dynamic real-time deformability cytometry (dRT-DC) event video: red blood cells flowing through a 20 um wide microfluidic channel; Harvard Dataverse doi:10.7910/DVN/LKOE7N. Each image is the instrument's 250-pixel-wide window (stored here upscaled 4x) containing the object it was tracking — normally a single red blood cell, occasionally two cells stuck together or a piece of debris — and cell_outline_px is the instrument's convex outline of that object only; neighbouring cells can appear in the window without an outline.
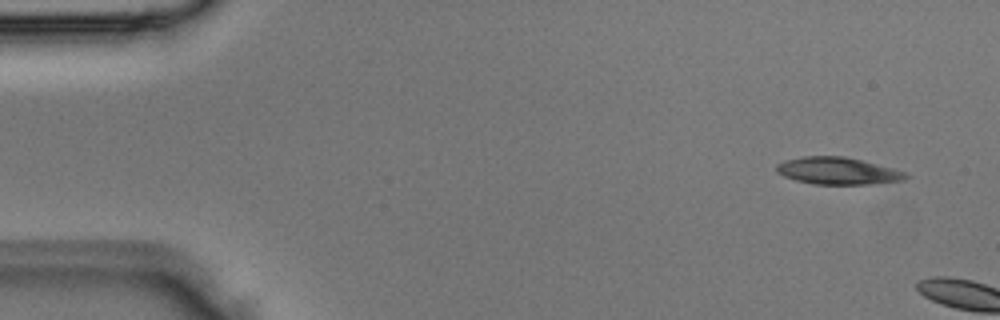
{"species": "Egyptian fruit bat (a non-hibernating species)", "species_latin": "Rousettus aegyptiacus", "temperature_condition": "room temperature", "stored_images_in_passage": 2, "camera_frame_rate_fps": 3000, "um_per_image_px": 0.085, "animal": {"sex": "male"}, "frame": {"image": 1, "passage_image": 1, "time_ms": 0.0, "image_size_px": [1000, 320], "cell_outline_px": [[908, 176], [904, 180], [868, 184], [812, 184], [796, 180], [784, 176], [776, 172], [776, 164], [784, 160], [804, 156], [844, 156], [892, 168], [904, 172]], "centroid_in_image_um": [71.15, 14.52], "position_along_channel_um": 13.9, "area_um2": 20.23}}